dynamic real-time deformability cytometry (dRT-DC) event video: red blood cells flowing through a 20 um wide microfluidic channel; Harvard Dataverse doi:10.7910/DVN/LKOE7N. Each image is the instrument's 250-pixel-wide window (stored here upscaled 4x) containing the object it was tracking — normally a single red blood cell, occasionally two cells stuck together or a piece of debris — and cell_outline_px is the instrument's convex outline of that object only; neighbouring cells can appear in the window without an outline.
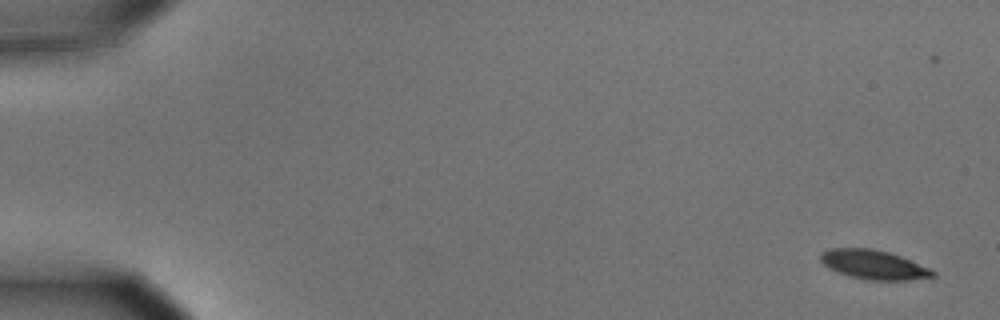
{"species": "common noctule bat (a hibernating species)", "species_latin": "Nyctalus noctula", "temperature_condition": "cold", "stored_images_in_passage": 6, "segment_of_instrument_passage": [1, 2], "camera_frame_rate_fps": 3000, "um_per_image_px": 0.085, "animal": {"sex": "male", "body_mass_g": 15.6}, "frame": {"image": 1, "passage_image": 1, "time_ms": 0.0, "image_size_px": [1000, 320], "cell_outline_px": [[936, 276], [908, 280], [868, 280], [836, 272], [828, 268], [820, 260], [820, 252], [828, 248], [872, 248], [888, 252], [900, 256], [932, 268], [936, 272]], "centroid_in_image_um": [74.26, 22.49], "position_along_channel_um": 10.7, "area_um2": 19.25}}
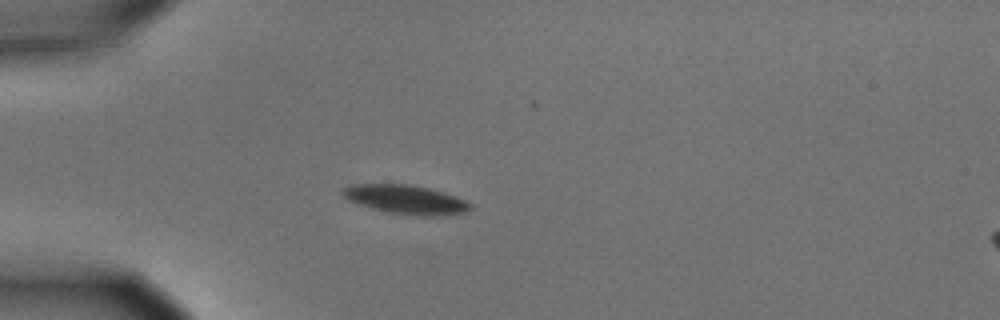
{"frame": {"image": 2, "passage_image": 5, "time_ms": 1.333, "image_size_px": [1000, 320], "cell_outline_px": [[472, 208], [468, 212], [440, 216], [420, 216], [388, 212], [356, 204], [348, 200], [340, 192], [340, 188], [348, 184], [408, 184], [428, 188], [444, 192], [456, 196], [472, 204]], "centroid_in_image_um": [34.47, 16.95], "position_along_channel_um": 50.5, "area_um2": 21.85}}